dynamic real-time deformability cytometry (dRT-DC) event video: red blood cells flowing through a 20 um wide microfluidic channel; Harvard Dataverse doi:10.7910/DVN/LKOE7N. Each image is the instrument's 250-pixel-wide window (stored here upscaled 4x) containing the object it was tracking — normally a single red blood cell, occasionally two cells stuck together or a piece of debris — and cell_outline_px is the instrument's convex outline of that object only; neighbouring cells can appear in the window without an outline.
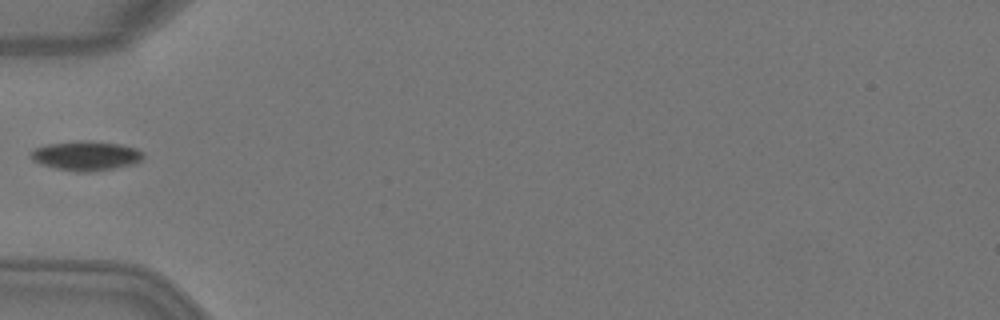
{"species": "Egyptian fruit bat (a non-hibernating species)", "species_latin": "Rousettus aegyptiacus", "temperature_condition": "warm", "stored_images_in_passage": 1, "camera_frame_rate_fps": 3000, "um_per_image_px": 0.085, "animal": {"sex": "female"}, "frame": {"image": 1, "passage_image": 1, "time_ms": 0.0, "image_size_px": [1000, 320], "cell_outline_px": [[144, 156], [140, 160], [132, 164], [112, 168], [88, 172], [76, 172], [56, 168], [40, 164], [32, 160], [28, 152], [36, 148], [48, 144], [120, 144], [136, 148], [144, 152]], "centroid_in_image_um": [7.29, 13.3], "position_along_channel_um": 77.7, "area_um2": 18.15}}